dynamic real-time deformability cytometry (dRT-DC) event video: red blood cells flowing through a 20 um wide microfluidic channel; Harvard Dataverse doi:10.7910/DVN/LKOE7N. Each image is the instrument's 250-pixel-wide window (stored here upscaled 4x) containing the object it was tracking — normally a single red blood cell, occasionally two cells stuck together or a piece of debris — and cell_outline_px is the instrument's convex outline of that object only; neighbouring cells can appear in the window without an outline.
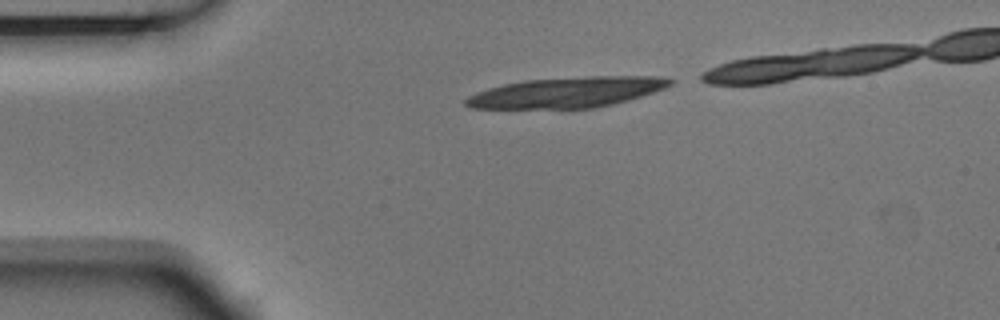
{"species": "Egyptian fruit bat (a non-hibernating species)", "species_latin": "Rousettus aegyptiacus", "temperature_condition": "room temperature", "stored_images_in_passage": 3, "camera_frame_rate_fps": 3000, "um_per_image_px": 0.085, "animal": {"sex": "male"}, "frame": {"image": 1, "passage_image": 1, "time_ms": 0.0, "image_size_px": [1000, 320], "cell_outline_px": [[676, 80], [672, 84], [664, 88], [628, 100], [596, 108], [468, 108], [464, 104], [464, 100], [468, 96], [476, 92], [488, 88], [504, 84], [524, 80], [588, 76], [664, 76]], "centroid_in_image_um": [48.19, 7.84], "position_along_channel_um": 36.8, "area_um2": 36.36}}